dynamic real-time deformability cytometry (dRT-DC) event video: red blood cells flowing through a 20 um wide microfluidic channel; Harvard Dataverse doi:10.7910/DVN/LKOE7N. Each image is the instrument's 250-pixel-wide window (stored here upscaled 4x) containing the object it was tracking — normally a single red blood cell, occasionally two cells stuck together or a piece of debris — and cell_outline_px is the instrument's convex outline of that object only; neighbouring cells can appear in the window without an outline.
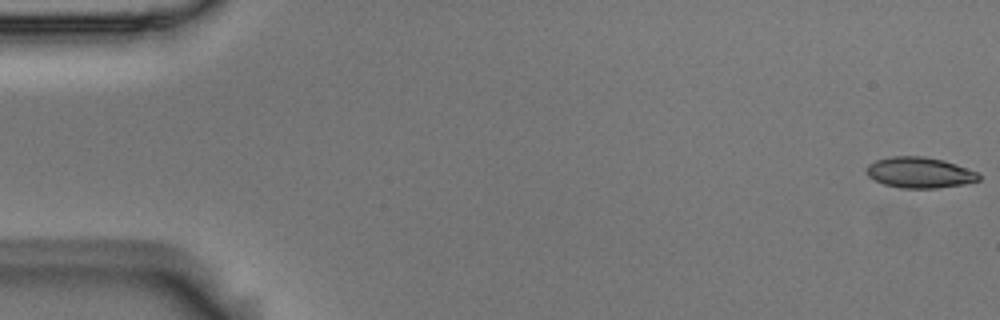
{"species": "Egyptian fruit bat (a non-hibernating species)", "species_latin": "Rousettus aegyptiacus", "temperature_condition": "room temperature", "stored_images_in_passage": 50, "camera_frame_rate_fps": 3000, "um_per_image_px": 0.085, "animal": {"sex": "male"}, "frame": {"image": 1, "passage_image": 1, "time_ms": 0.0, "image_size_px": [1000, 320], "cell_outline_px": [[980, 180], [964, 184], [936, 188], [900, 188], [884, 184], [868, 176], [868, 164], [876, 160], [892, 156], [924, 156], [944, 160], [956, 164], [976, 172], [980, 176]], "centroid_in_image_um": [78.18, 14.66], "position_along_channel_um": 6.8, "area_um2": 20.0}}
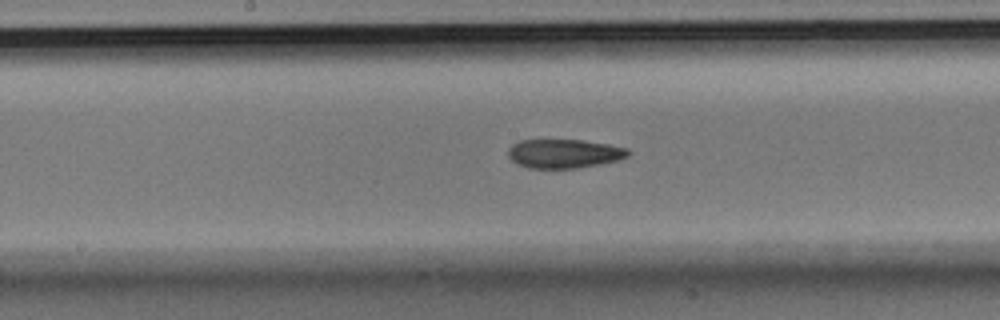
{"frame": {"image": 2, "passage_image": 28, "time_ms": 9.0, "image_size_px": [1000, 320], "cell_outline_px": [[632, 152], [628, 156], [616, 160], [600, 164], [576, 168], [528, 168], [516, 164], [508, 156], [508, 148], [512, 144], [520, 140], [584, 140], [608, 144], [628, 148]], "centroid_in_image_um": [47.94, 13.05], "position_along_channel_um": 200.3, "area_um2": 20.35}}
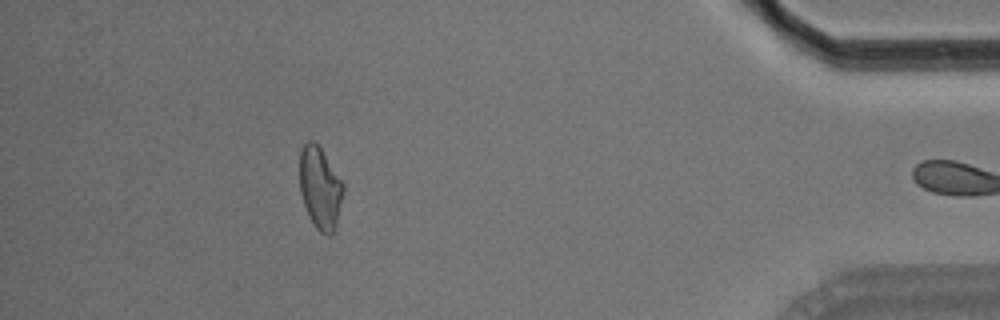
{"frame": {"image": 3, "passage_image": 49, "time_ms": 16.0, "image_size_px": [1000, 320], "cell_outline_px": [[344, 188], [336, 224], [332, 232], [328, 236], [320, 232], [312, 224], [308, 216], [300, 192], [300, 152], [304, 144], [308, 140], [312, 140], [320, 148], [344, 184]], "centroid_in_image_um": [27.19, 15.99], "position_along_channel_um": 408.0, "area_um2": 20.58}, "authors_computed_cell_mechanics": {"area_um2": 20.7791, "velocity_mm_per_s": 3.7218, "shape_relaxation_time_tau1_ms": null, "shape_relaxation_time_tau2_ms": 3.6125, "deformation_change_tau1": null, "deformation_change_tau2": 0.1023}}